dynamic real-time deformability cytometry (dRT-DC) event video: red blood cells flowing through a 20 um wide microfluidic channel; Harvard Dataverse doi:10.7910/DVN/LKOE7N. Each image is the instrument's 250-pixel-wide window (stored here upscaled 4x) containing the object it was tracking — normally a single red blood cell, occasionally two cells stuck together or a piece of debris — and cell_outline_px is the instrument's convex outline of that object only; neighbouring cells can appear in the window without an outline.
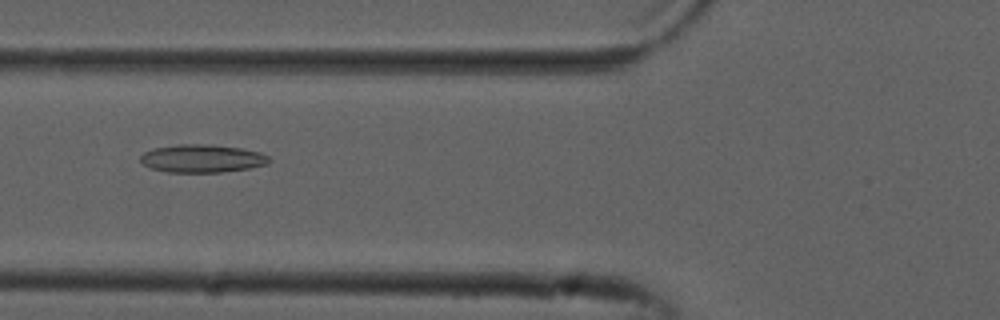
{"species": "common noctule bat (a hibernating species)", "species_latin": "Nyctalus noctula", "temperature_condition": "cold", "stored_images_in_passage": 53, "camera_frame_rate_fps": 3000, "um_per_image_px": 0.085, "animal": {"sex": "male", "forearm_length_mm": 52.5}, "frame": {"image": 1, "passage_image": 20, "time_ms": 6.333, "image_size_px": [1000, 320], "cell_outline_px": [[272, 160], [268, 164], [248, 168], [220, 172], [168, 172], [152, 168], [144, 164], [140, 160], [140, 156], [144, 152], [152, 148], [176, 144], [208, 144], [240, 148], [260, 152], [268, 156]], "centroid_in_image_um": [17.18, 13.46], "position_along_channel_um": 108.6, "area_um2": 20.98}}
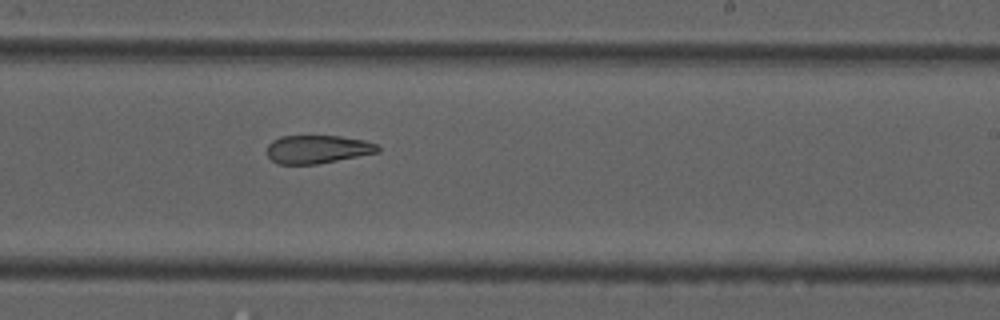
{"frame": {"image": 2, "passage_image": 32, "time_ms": 10.333, "image_size_px": [1000, 320], "cell_outline_px": [[380, 152], [316, 164], [276, 164], [268, 156], [268, 144], [272, 140], [280, 136], [340, 136], [364, 140], [376, 144], [380, 148]], "centroid_in_image_um": [26.98, 12.68], "position_along_channel_um": 262.0, "area_um2": 18.21}}
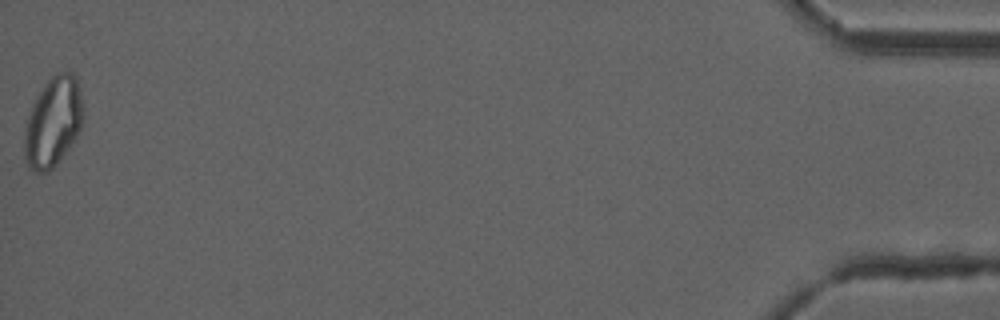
{"frame": {"image": 3, "passage_image": 53, "time_ms": 17.333, "image_size_px": [1000, 320], "cell_outline_px": [[84, 120], [76, 136], [68, 148], [56, 164], [48, 172], [36, 172], [28, 168], [24, 160], [24, 136], [28, 116], [32, 104], [36, 96], [48, 80], [56, 72], [76, 72], [84, 108]], "centroid_in_image_um": [4.52, 10.34], "position_along_channel_um": 430.7, "area_um2": 30.98}, "authors_computed_cell_mechanics": {"area_um2": 22.831, "velocity_mm_per_s": 3.8378, "shape_relaxation_time_tau1_ms": null, "shape_relaxation_time_tau2_ms": 4.1892, "deformation_change_tau1": null, "deformation_change_tau2": 0.1367}}